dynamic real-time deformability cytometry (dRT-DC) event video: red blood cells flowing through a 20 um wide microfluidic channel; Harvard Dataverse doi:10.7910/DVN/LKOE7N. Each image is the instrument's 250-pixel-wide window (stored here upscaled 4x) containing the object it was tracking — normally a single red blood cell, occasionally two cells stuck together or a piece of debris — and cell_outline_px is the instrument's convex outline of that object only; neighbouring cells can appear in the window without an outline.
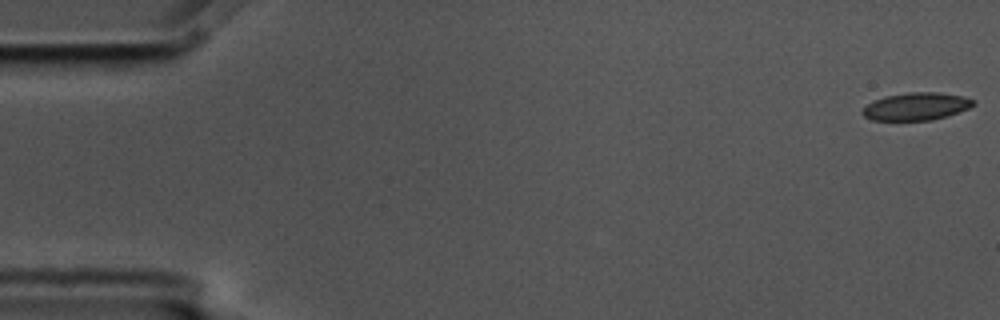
{"species": "common noctule bat (a hibernating species)", "species_latin": "Nyctalus noctula", "temperature_condition": "cold", "stored_images_in_passage": 6, "camera_frame_rate_fps": 3000, "um_per_image_px": 0.085, "animal": {"sex": "male", "body_mass_g": 17.5, "forearm_length_mm": 52.3}, "frame": {"image": 1, "passage_image": 1, "time_ms": 0.0, "image_size_px": [1000, 320], "cell_outline_px": [[976, 104], [960, 112], [948, 116], [932, 120], [872, 120], [864, 116], [860, 112], [872, 100], [884, 96], [908, 92], [940, 92], [964, 96], [976, 100]], "centroid_in_image_um": [77.91, 9.04], "position_along_channel_um": 7.1, "area_um2": 18.09}}
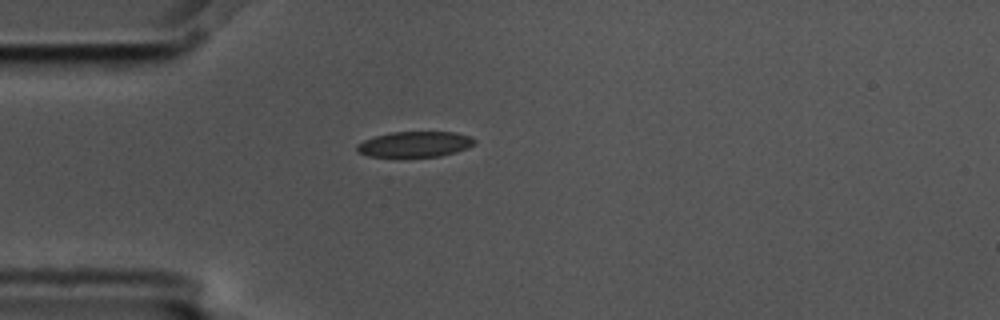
{"frame": {"image": 2, "passage_image": 5, "time_ms": 1.333, "image_size_px": [1000, 320], "cell_outline_px": [[476, 144], [468, 148], [456, 152], [440, 156], [400, 160], [368, 156], [360, 152], [356, 148], [356, 144], [364, 140], [376, 136], [392, 132], [456, 132], [472, 136], [476, 140]], "centroid_in_image_um": [35.27, 12.31], "position_along_channel_um": 49.7, "area_um2": 18.5}}